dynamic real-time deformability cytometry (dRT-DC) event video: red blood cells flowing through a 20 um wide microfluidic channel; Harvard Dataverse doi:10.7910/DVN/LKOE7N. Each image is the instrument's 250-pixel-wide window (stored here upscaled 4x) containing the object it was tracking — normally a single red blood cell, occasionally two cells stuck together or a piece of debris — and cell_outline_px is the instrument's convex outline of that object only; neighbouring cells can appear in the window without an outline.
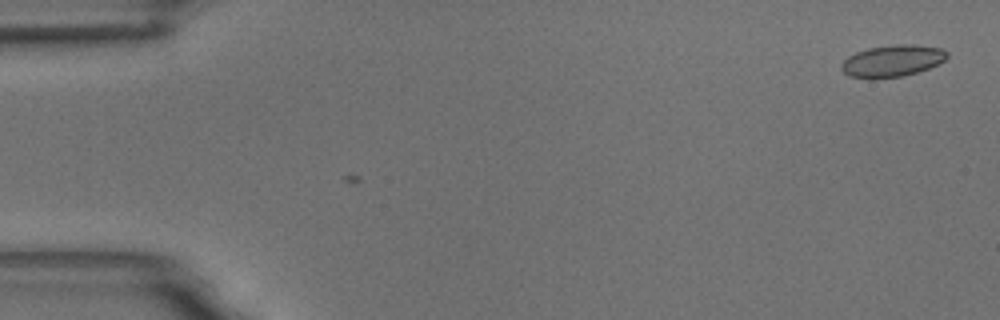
{"species": "common noctule bat (a hibernating species)", "species_latin": "Nyctalus noctula", "temperature_condition": "room temperature", "stored_images_in_passage": 3, "camera_frame_rate_fps": 3000, "um_per_image_px": 0.085, "animal": {"sex": "male", "body_mass_g": 18.8}, "frame": {"image": 1, "passage_image": 3, "time_ms": 0.667, "image_size_px": [1000, 320], "cell_outline_px": [[948, 56], [944, 60], [928, 68], [916, 72], [900, 76], [872, 80], [848, 76], [840, 68], [840, 64], [848, 56], [856, 52], [868, 48], [896, 44], [912, 44], [940, 48], [948, 52]], "centroid_in_image_um": [75.79, 5.18], "position_along_channel_um": 9.2, "area_um2": 19.65}}